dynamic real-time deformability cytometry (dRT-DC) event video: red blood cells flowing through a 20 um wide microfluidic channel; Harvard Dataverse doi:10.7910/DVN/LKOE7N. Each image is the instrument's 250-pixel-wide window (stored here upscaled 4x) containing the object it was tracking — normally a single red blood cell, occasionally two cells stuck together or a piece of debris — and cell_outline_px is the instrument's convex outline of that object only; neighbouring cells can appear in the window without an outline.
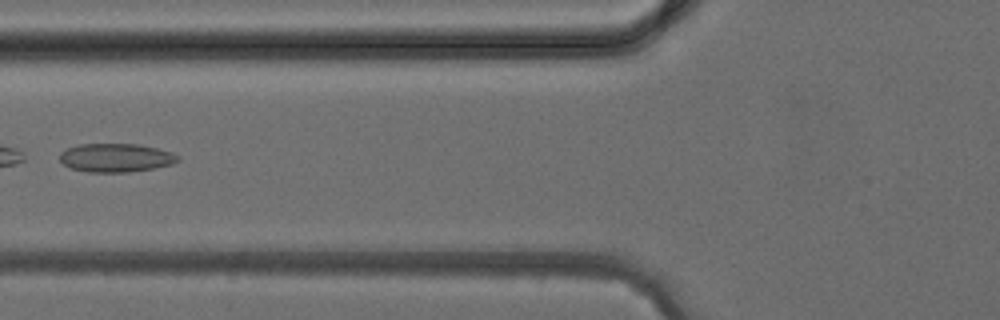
{"species": "common noctule bat (a hibernating species)", "species_latin": "Nyctalus noctula", "temperature_condition": "cold", "stored_images_in_passage": 5, "camera_frame_rate_fps": 3000, "um_per_image_px": 0.085, "animal": {"sex": "female", "body_mass_g": 24.6, "forearm_length_mm": 56.2}, "frame": {"image": 1, "passage_image": 5, "time_ms": 4.667, "image_size_px": [1000, 320], "cell_outline_px": [[180, 160], [172, 164], [152, 168], [128, 172], [88, 172], [68, 168], [60, 160], [60, 152], [68, 148], [80, 144], [136, 144], [156, 148], [172, 152], [180, 156]], "centroid_in_image_um": [9.84, 13.41], "position_along_channel_um": 116.0, "area_um2": 19.65}}